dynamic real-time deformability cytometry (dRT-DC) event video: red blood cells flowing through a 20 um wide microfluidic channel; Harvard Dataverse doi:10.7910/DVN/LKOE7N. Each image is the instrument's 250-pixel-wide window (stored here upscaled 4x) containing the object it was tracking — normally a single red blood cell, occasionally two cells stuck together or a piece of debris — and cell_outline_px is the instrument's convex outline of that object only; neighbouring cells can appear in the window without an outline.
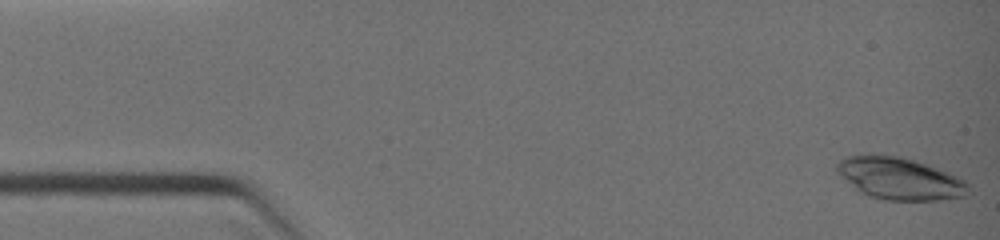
{"species": "common noctule bat (a hibernating species)", "species_latin": "Nyctalus noctula", "temperature_condition": "warm", "stored_images_in_passage": 5, "camera_frame_rate_fps": 3000, "um_per_image_px": 0.085, "animal": {"sex": "female", "body_mass_g": 19.0, "forearm_length_mm": 51.5}, "frame": {"image": 1, "passage_image": 1, "time_ms": 0.0, "image_size_px": [1000, 240], "cell_outline_px": [[972, 192], [968, 196], [940, 200], [884, 200], [860, 192], [836, 172], [836, 164], [844, 156], [868, 152], [900, 156], [916, 160], [928, 164], [948, 172], [964, 180], [968, 184]], "centroid_in_image_um": [76.48, 15.14], "position_along_channel_um": 8.5, "area_um2": 32.95}}
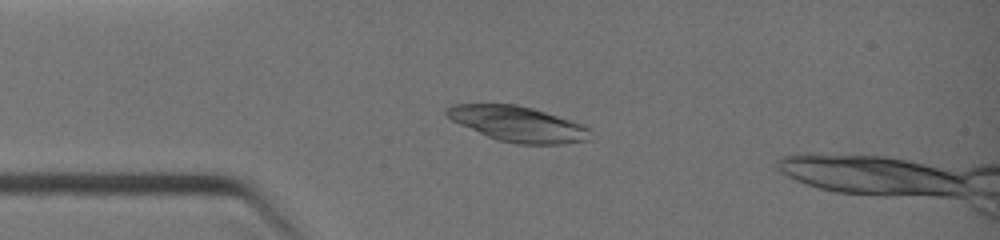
{"frame": {"image": 2, "passage_image": 4, "time_ms": 2.667, "image_size_px": [1000, 240], "cell_outline_px": [[588, 140], [564, 144], [516, 144], [500, 140], [488, 136], [460, 124], [452, 120], [444, 112], [444, 108], [452, 104], [516, 104], [532, 108], [584, 124], [588, 128]], "centroid_in_image_um": [44.0, 10.53], "position_along_channel_um": 41.0, "area_um2": 29.3}}